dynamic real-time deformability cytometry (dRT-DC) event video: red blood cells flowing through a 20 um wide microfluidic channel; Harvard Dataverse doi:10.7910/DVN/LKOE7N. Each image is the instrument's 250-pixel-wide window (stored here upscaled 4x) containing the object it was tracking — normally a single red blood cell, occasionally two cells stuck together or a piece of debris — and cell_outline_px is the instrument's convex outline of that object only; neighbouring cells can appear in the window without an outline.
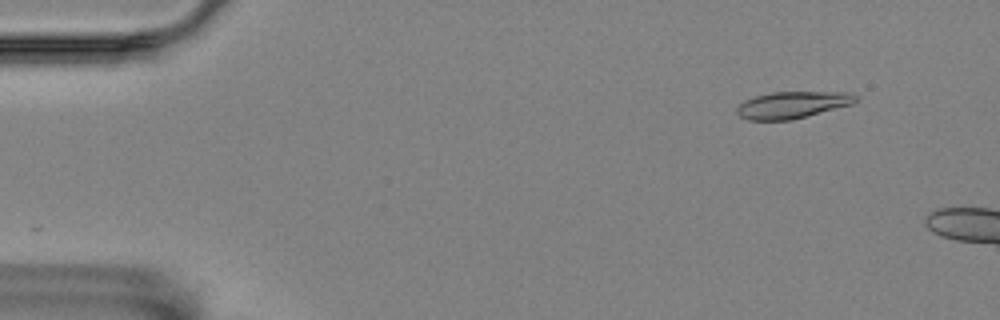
{"species": "Egyptian fruit bat (a non-hibernating species)", "species_latin": "Rousettus aegyptiacus", "temperature_condition": "room temperature", "stored_images_in_passage": 10, "camera_frame_rate_fps": 3000, "um_per_image_px": 0.085, "animal": {"sex": "female"}, "frame": {"image": 1, "passage_image": 6, "time_ms": 1.667, "image_size_px": [1000, 320], "cell_outline_px": [[860, 100], [852, 104], [792, 120], [748, 120], [740, 116], [736, 112], [736, 108], [744, 100], [756, 96], [772, 92], [852, 92], [860, 96]], "centroid_in_image_um": [67.4, 8.91], "position_along_channel_um": 17.6, "area_um2": 18.73}}